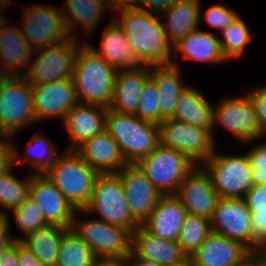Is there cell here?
Listing matches in <instances>:
<instances>
[{
	"label": "cell",
	"instance_id": "obj_1",
	"mask_svg": "<svg viewBox=\"0 0 266 266\" xmlns=\"http://www.w3.org/2000/svg\"><path fill=\"white\" fill-rule=\"evenodd\" d=\"M114 14L113 19L123 29L131 51L142 66L172 64L173 46L166 37L160 15L137 8L120 9Z\"/></svg>",
	"mask_w": 266,
	"mask_h": 266
},
{
	"label": "cell",
	"instance_id": "obj_2",
	"mask_svg": "<svg viewBox=\"0 0 266 266\" xmlns=\"http://www.w3.org/2000/svg\"><path fill=\"white\" fill-rule=\"evenodd\" d=\"M117 70L86 43L77 51L72 80L78 102L109 108Z\"/></svg>",
	"mask_w": 266,
	"mask_h": 266
},
{
	"label": "cell",
	"instance_id": "obj_3",
	"mask_svg": "<svg viewBox=\"0 0 266 266\" xmlns=\"http://www.w3.org/2000/svg\"><path fill=\"white\" fill-rule=\"evenodd\" d=\"M105 130L118 144L127 164H137L159 145L158 124L135 114L107 108Z\"/></svg>",
	"mask_w": 266,
	"mask_h": 266
},
{
	"label": "cell",
	"instance_id": "obj_4",
	"mask_svg": "<svg viewBox=\"0 0 266 266\" xmlns=\"http://www.w3.org/2000/svg\"><path fill=\"white\" fill-rule=\"evenodd\" d=\"M44 174L75 210L88 205L98 175L75 150L66 149Z\"/></svg>",
	"mask_w": 266,
	"mask_h": 266
},
{
	"label": "cell",
	"instance_id": "obj_5",
	"mask_svg": "<svg viewBox=\"0 0 266 266\" xmlns=\"http://www.w3.org/2000/svg\"><path fill=\"white\" fill-rule=\"evenodd\" d=\"M96 214L100 220L127 230L131 235L139 227L133 220L122 183L117 173L98 174L93 184L90 201L84 209L83 216ZM87 214V215H86Z\"/></svg>",
	"mask_w": 266,
	"mask_h": 266
},
{
	"label": "cell",
	"instance_id": "obj_6",
	"mask_svg": "<svg viewBox=\"0 0 266 266\" xmlns=\"http://www.w3.org/2000/svg\"><path fill=\"white\" fill-rule=\"evenodd\" d=\"M36 122L31 85L24 76H5L0 83V137L12 140Z\"/></svg>",
	"mask_w": 266,
	"mask_h": 266
},
{
	"label": "cell",
	"instance_id": "obj_7",
	"mask_svg": "<svg viewBox=\"0 0 266 266\" xmlns=\"http://www.w3.org/2000/svg\"><path fill=\"white\" fill-rule=\"evenodd\" d=\"M22 8L19 28L33 52L71 38L58 6L32 4Z\"/></svg>",
	"mask_w": 266,
	"mask_h": 266
},
{
	"label": "cell",
	"instance_id": "obj_8",
	"mask_svg": "<svg viewBox=\"0 0 266 266\" xmlns=\"http://www.w3.org/2000/svg\"><path fill=\"white\" fill-rule=\"evenodd\" d=\"M216 149L202 165L209 173L213 187L222 199L244 198L253 186L247 154H222Z\"/></svg>",
	"mask_w": 266,
	"mask_h": 266
},
{
	"label": "cell",
	"instance_id": "obj_9",
	"mask_svg": "<svg viewBox=\"0 0 266 266\" xmlns=\"http://www.w3.org/2000/svg\"><path fill=\"white\" fill-rule=\"evenodd\" d=\"M79 41L77 38H69L34 51L29 69L24 75L27 83L41 85L71 79L77 51L83 44Z\"/></svg>",
	"mask_w": 266,
	"mask_h": 266
},
{
	"label": "cell",
	"instance_id": "obj_10",
	"mask_svg": "<svg viewBox=\"0 0 266 266\" xmlns=\"http://www.w3.org/2000/svg\"><path fill=\"white\" fill-rule=\"evenodd\" d=\"M159 144L184 154L193 164L203 165L214 153L215 140L209 130L175 120L158 124Z\"/></svg>",
	"mask_w": 266,
	"mask_h": 266
},
{
	"label": "cell",
	"instance_id": "obj_11",
	"mask_svg": "<svg viewBox=\"0 0 266 266\" xmlns=\"http://www.w3.org/2000/svg\"><path fill=\"white\" fill-rule=\"evenodd\" d=\"M216 126H222L235 140L249 145L263 139L266 132L260 127L254 108L245 93L244 96L223 98L214 106L212 138L215 139ZM263 137V138H262Z\"/></svg>",
	"mask_w": 266,
	"mask_h": 266
},
{
	"label": "cell",
	"instance_id": "obj_12",
	"mask_svg": "<svg viewBox=\"0 0 266 266\" xmlns=\"http://www.w3.org/2000/svg\"><path fill=\"white\" fill-rule=\"evenodd\" d=\"M79 215L80 209L75 210L70 228L90 247L95 257L129 255L132 235L127 230L99 218L81 220Z\"/></svg>",
	"mask_w": 266,
	"mask_h": 266
},
{
	"label": "cell",
	"instance_id": "obj_13",
	"mask_svg": "<svg viewBox=\"0 0 266 266\" xmlns=\"http://www.w3.org/2000/svg\"><path fill=\"white\" fill-rule=\"evenodd\" d=\"M137 166L162 195H167L176 192L178 185L196 165L181 152L159 144Z\"/></svg>",
	"mask_w": 266,
	"mask_h": 266
},
{
	"label": "cell",
	"instance_id": "obj_14",
	"mask_svg": "<svg viewBox=\"0 0 266 266\" xmlns=\"http://www.w3.org/2000/svg\"><path fill=\"white\" fill-rule=\"evenodd\" d=\"M251 218L244 198H220L210 219L212 232L236 240L256 253L260 244L251 235Z\"/></svg>",
	"mask_w": 266,
	"mask_h": 266
},
{
	"label": "cell",
	"instance_id": "obj_15",
	"mask_svg": "<svg viewBox=\"0 0 266 266\" xmlns=\"http://www.w3.org/2000/svg\"><path fill=\"white\" fill-rule=\"evenodd\" d=\"M174 196L187 214L211 219L220 199L211 177L202 165H196L178 185Z\"/></svg>",
	"mask_w": 266,
	"mask_h": 266
},
{
	"label": "cell",
	"instance_id": "obj_16",
	"mask_svg": "<svg viewBox=\"0 0 266 266\" xmlns=\"http://www.w3.org/2000/svg\"><path fill=\"white\" fill-rule=\"evenodd\" d=\"M117 175L122 183L130 214L139 225L150 217L162 194L148 180L137 164L125 165Z\"/></svg>",
	"mask_w": 266,
	"mask_h": 266
},
{
	"label": "cell",
	"instance_id": "obj_17",
	"mask_svg": "<svg viewBox=\"0 0 266 266\" xmlns=\"http://www.w3.org/2000/svg\"><path fill=\"white\" fill-rule=\"evenodd\" d=\"M31 91L37 123L53 118L63 121L67 113L79 103L72 78L31 85Z\"/></svg>",
	"mask_w": 266,
	"mask_h": 266
},
{
	"label": "cell",
	"instance_id": "obj_18",
	"mask_svg": "<svg viewBox=\"0 0 266 266\" xmlns=\"http://www.w3.org/2000/svg\"><path fill=\"white\" fill-rule=\"evenodd\" d=\"M29 197L40 207L48 224L71 227L75 209L45 174H31Z\"/></svg>",
	"mask_w": 266,
	"mask_h": 266
},
{
	"label": "cell",
	"instance_id": "obj_19",
	"mask_svg": "<svg viewBox=\"0 0 266 266\" xmlns=\"http://www.w3.org/2000/svg\"><path fill=\"white\" fill-rule=\"evenodd\" d=\"M251 254L240 242L212 232L189 258L193 266H236Z\"/></svg>",
	"mask_w": 266,
	"mask_h": 266
},
{
	"label": "cell",
	"instance_id": "obj_20",
	"mask_svg": "<svg viewBox=\"0 0 266 266\" xmlns=\"http://www.w3.org/2000/svg\"><path fill=\"white\" fill-rule=\"evenodd\" d=\"M75 151L98 174L117 173L127 165L118 144L105 129Z\"/></svg>",
	"mask_w": 266,
	"mask_h": 266
},
{
	"label": "cell",
	"instance_id": "obj_21",
	"mask_svg": "<svg viewBox=\"0 0 266 266\" xmlns=\"http://www.w3.org/2000/svg\"><path fill=\"white\" fill-rule=\"evenodd\" d=\"M9 20L0 29V73L4 76H24L29 69L33 51L20 28L17 25L8 26Z\"/></svg>",
	"mask_w": 266,
	"mask_h": 266
},
{
	"label": "cell",
	"instance_id": "obj_22",
	"mask_svg": "<svg viewBox=\"0 0 266 266\" xmlns=\"http://www.w3.org/2000/svg\"><path fill=\"white\" fill-rule=\"evenodd\" d=\"M107 108L78 103L64 117L62 123L71 145L66 150H76L86 140L105 129Z\"/></svg>",
	"mask_w": 266,
	"mask_h": 266
},
{
	"label": "cell",
	"instance_id": "obj_23",
	"mask_svg": "<svg viewBox=\"0 0 266 266\" xmlns=\"http://www.w3.org/2000/svg\"><path fill=\"white\" fill-rule=\"evenodd\" d=\"M186 215L174 194L162 195L142 227L154 236L177 241Z\"/></svg>",
	"mask_w": 266,
	"mask_h": 266
},
{
	"label": "cell",
	"instance_id": "obj_24",
	"mask_svg": "<svg viewBox=\"0 0 266 266\" xmlns=\"http://www.w3.org/2000/svg\"><path fill=\"white\" fill-rule=\"evenodd\" d=\"M131 250L138 257L152 260L162 266L178 264L188 257L177 241L154 236L142 226L132 233Z\"/></svg>",
	"mask_w": 266,
	"mask_h": 266
},
{
	"label": "cell",
	"instance_id": "obj_25",
	"mask_svg": "<svg viewBox=\"0 0 266 266\" xmlns=\"http://www.w3.org/2000/svg\"><path fill=\"white\" fill-rule=\"evenodd\" d=\"M149 76V66L117 70L113 98L109 108L121 113L135 114L141 99L144 82Z\"/></svg>",
	"mask_w": 266,
	"mask_h": 266
},
{
	"label": "cell",
	"instance_id": "obj_26",
	"mask_svg": "<svg viewBox=\"0 0 266 266\" xmlns=\"http://www.w3.org/2000/svg\"><path fill=\"white\" fill-rule=\"evenodd\" d=\"M110 22L102 32L99 48L90 44V41L86 43L116 70L141 67L138 58L128 45L123 29L113 18Z\"/></svg>",
	"mask_w": 266,
	"mask_h": 266
},
{
	"label": "cell",
	"instance_id": "obj_27",
	"mask_svg": "<svg viewBox=\"0 0 266 266\" xmlns=\"http://www.w3.org/2000/svg\"><path fill=\"white\" fill-rule=\"evenodd\" d=\"M200 0H176L160 16L169 43L174 46L188 33L200 28Z\"/></svg>",
	"mask_w": 266,
	"mask_h": 266
},
{
	"label": "cell",
	"instance_id": "obj_28",
	"mask_svg": "<svg viewBox=\"0 0 266 266\" xmlns=\"http://www.w3.org/2000/svg\"><path fill=\"white\" fill-rule=\"evenodd\" d=\"M215 33V34H214ZM182 55L184 60L201 63H225L216 32L196 29L173 46V58Z\"/></svg>",
	"mask_w": 266,
	"mask_h": 266
},
{
	"label": "cell",
	"instance_id": "obj_29",
	"mask_svg": "<svg viewBox=\"0 0 266 266\" xmlns=\"http://www.w3.org/2000/svg\"><path fill=\"white\" fill-rule=\"evenodd\" d=\"M175 60L173 58L172 64L170 65L150 67V77L155 81L159 92L160 123L164 119L173 117L178 98L187 86L186 83L182 82L181 72Z\"/></svg>",
	"mask_w": 266,
	"mask_h": 266
},
{
	"label": "cell",
	"instance_id": "obj_30",
	"mask_svg": "<svg viewBox=\"0 0 266 266\" xmlns=\"http://www.w3.org/2000/svg\"><path fill=\"white\" fill-rule=\"evenodd\" d=\"M64 4L61 9L71 38H78L75 32L78 27L83 28L86 36L93 34L100 26L103 14L109 12L105 0H66Z\"/></svg>",
	"mask_w": 266,
	"mask_h": 266
},
{
	"label": "cell",
	"instance_id": "obj_31",
	"mask_svg": "<svg viewBox=\"0 0 266 266\" xmlns=\"http://www.w3.org/2000/svg\"><path fill=\"white\" fill-rule=\"evenodd\" d=\"M173 119L198 126L212 133L214 105L196 88L187 85L181 92L173 113Z\"/></svg>",
	"mask_w": 266,
	"mask_h": 266
},
{
	"label": "cell",
	"instance_id": "obj_32",
	"mask_svg": "<svg viewBox=\"0 0 266 266\" xmlns=\"http://www.w3.org/2000/svg\"><path fill=\"white\" fill-rule=\"evenodd\" d=\"M66 230L64 227L48 224L25 237L17 236V240H20L43 266H56L61 237Z\"/></svg>",
	"mask_w": 266,
	"mask_h": 266
},
{
	"label": "cell",
	"instance_id": "obj_33",
	"mask_svg": "<svg viewBox=\"0 0 266 266\" xmlns=\"http://www.w3.org/2000/svg\"><path fill=\"white\" fill-rule=\"evenodd\" d=\"M48 138V136L38 134V132L34 134L30 141L27 142L26 150L23 153V160L20 159L22 155L19 153L20 149L15 147L14 143V166L17 167L18 164L22 166L23 163H26V165L32 168L34 174H44L60 155L57 150L58 146Z\"/></svg>",
	"mask_w": 266,
	"mask_h": 266
},
{
	"label": "cell",
	"instance_id": "obj_34",
	"mask_svg": "<svg viewBox=\"0 0 266 266\" xmlns=\"http://www.w3.org/2000/svg\"><path fill=\"white\" fill-rule=\"evenodd\" d=\"M218 36L222 54L227 62L240 59L244 55L246 46L257 33H251L247 23L238 14L235 19Z\"/></svg>",
	"mask_w": 266,
	"mask_h": 266
},
{
	"label": "cell",
	"instance_id": "obj_35",
	"mask_svg": "<svg viewBox=\"0 0 266 266\" xmlns=\"http://www.w3.org/2000/svg\"><path fill=\"white\" fill-rule=\"evenodd\" d=\"M94 259L90 247L71 228L62 234L56 266H92Z\"/></svg>",
	"mask_w": 266,
	"mask_h": 266
},
{
	"label": "cell",
	"instance_id": "obj_36",
	"mask_svg": "<svg viewBox=\"0 0 266 266\" xmlns=\"http://www.w3.org/2000/svg\"><path fill=\"white\" fill-rule=\"evenodd\" d=\"M14 167L5 174L0 175V207L11 212L30 195L31 172L23 178L15 177ZM0 209V213L7 214Z\"/></svg>",
	"mask_w": 266,
	"mask_h": 266
},
{
	"label": "cell",
	"instance_id": "obj_37",
	"mask_svg": "<svg viewBox=\"0 0 266 266\" xmlns=\"http://www.w3.org/2000/svg\"><path fill=\"white\" fill-rule=\"evenodd\" d=\"M212 233L208 218L187 214L180 229L177 243L182 251L190 257Z\"/></svg>",
	"mask_w": 266,
	"mask_h": 266
},
{
	"label": "cell",
	"instance_id": "obj_38",
	"mask_svg": "<svg viewBox=\"0 0 266 266\" xmlns=\"http://www.w3.org/2000/svg\"><path fill=\"white\" fill-rule=\"evenodd\" d=\"M13 220L24 237L46 225L40 207L30 198L25 199L11 211Z\"/></svg>",
	"mask_w": 266,
	"mask_h": 266
},
{
	"label": "cell",
	"instance_id": "obj_39",
	"mask_svg": "<svg viewBox=\"0 0 266 266\" xmlns=\"http://www.w3.org/2000/svg\"><path fill=\"white\" fill-rule=\"evenodd\" d=\"M158 93L155 81L149 76L144 82L141 99L135 115L142 120L159 124L160 114Z\"/></svg>",
	"mask_w": 266,
	"mask_h": 266
},
{
	"label": "cell",
	"instance_id": "obj_40",
	"mask_svg": "<svg viewBox=\"0 0 266 266\" xmlns=\"http://www.w3.org/2000/svg\"><path fill=\"white\" fill-rule=\"evenodd\" d=\"M246 154L252 168L253 186L266 184V142L254 145Z\"/></svg>",
	"mask_w": 266,
	"mask_h": 266
},
{
	"label": "cell",
	"instance_id": "obj_41",
	"mask_svg": "<svg viewBox=\"0 0 266 266\" xmlns=\"http://www.w3.org/2000/svg\"><path fill=\"white\" fill-rule=\"evenodd\" d=\"M238 15V12L226 5L214 4L204 13V18L210 27L219 31L225 29Z\"/></svg>",
	"mask_w": 266,
	"mask_h": 266
},
{
	"label": "cell",
	"instance_id": "obj_42",
	"mask_svg": "<svg viewBox=\"0 0 266 266\" xmlns=\"http://www.w3.org/2000/svg\"><path fill=\"white\" fill-rule=\"evenodd\" d=\"M257 116L260 127L266 132V85L246 92Z\"/></svg>",
	"mask_w": 266,
	"mask_h": 266
},
{
	"label": "cell",
	"instance_id": "obj_43",
	"mask_svg": "<svg viewBox=\"0 0 266 266\" xmlns=\"http://www.w3.org/2000/svg\"><path fill=\"white\" fill-rule=\"evenodd\" d=\"M247 207L250 212H259L266 210V184L252 186L244 196Z\"/></svg>",
	"mask_w": 266,
	"mask_h": 266
},
{
	"label": "cell",
	"instance_id": "obj_44",
	"mask_svg": "<svg viewBox=\"0 0 266 266\" xmlns=\"http://www.w3.org/2000/svg\"><path fill=\"white\" fill-rule=\"evenodd\" d=\"M14 166L13 142L10 138L0 137V175L7 173Z\"/></svg>",
	"mask_w": 266,
	"mask_h": 266
},
{
	"label": "cell",
	"instance_id": "obj_45",
	"mask_svg": "<svg viewBox=\"0 0 266 266\" xmlns=\"http://www.w3.org/2000/svg\"><path fill=\"white\" fill-rule=\"evenodd\" d=\"M251 215V235L260 244L266 239V210Z\"/></svg>",
	"mask_w": 266,
	"mask_h": 266
},
{
	"label": "cell",
	"instance_id": "obj_46",
	"mask_svg": "<svg viewBox=\"0 0 266 266\" xmlns=\"http://www.w3.org/2000/svg\"><path fill=\"white\" fill-rule=\"evenodd\" d=\"M176 0H139L137 9L147 11L152 14L161 15Z\"/></svg>",
	"mask_w": 266,
	"mask_h": 266
},
{
	"label": "cell",
	"instance_id": "obj_47",
	"mask_svg": "<svg viewBox=\"0 0 266 266\" xmlns=\"http://www.w3.org/2000/svg\"><path fill=\"white\" fill-rule=\"evenodd\" d=\"M0 266H19L17 257V240L0 249Z\"/></svg>",
	"mask_w": 266,
	"mask_h": 266
},
{
	"label": "cell",
	"instance_id": "obj_48",
	"mask_svg": "<svg viewBox=\"0 0 266 266\" xmlns=\"http://www.w3.org/2000/svg\"><path fill=\"white\" fill-rule=\"evenodd\" d=\"M17 257L19 266H43L20 240H17Z\"/></svg>",
	"mask_w": 266,
	"mask_h": 266
},
{
	"label": "cell",
	"instance_id": "obj_49",
	"mask_svg": "<svg viewBox=\"0 0 266 266\" xmlns=\"http://www.w3.org/2000/svg\"><path fill=\"white\" fill-rule=\"evenodd\" d=\"M7 214L0 213V249L5 248L13 240H17L16 235H11L10 232V221Z\"/></svg>",
	"mask_w": 266,
	"mask_h": 266
},
{
	"label": "cell",
	"instance_id": "obj_50",
	"mask_svg": "<svg viewBox=\"0 0 266 266\" xmlns=\"http://www.w3.org/2000/svg\"><path fill=\"white\" fill-rule=\"evenodd\" d=\"M92 266H129L128 256L95 257Z\"/></svg>",
	"mask_w": 266,
	"mask_h": 266
},
{
	"label": "cell",
	"instance_id": "obj_51",
	"mask_svg": "<svg viewBox=\"0 0 266 266\" xmlns=\"http://www.w3.org/2000/svg\"><path fill=\"white\" fill-rule=\"evenodd\" d=\"M109 10L118 11L120 9L137 8L139 0H105Z\"/></svg>",
	"mask_w": 266,
	"mask_h": 266
},
{
	"label": "cell",
	"instance_id": "obj_52",
	"mask_svg": "<svg viewBox=\"0 0 266 266\" xmlns=\"http://www.w3.org/2000/svg\"><path fill=\"white\" fill-rule=\"evenodd\" d=\"M129 266H162L152 260L142 259L138 257L132 250L128 255Z\"/></svg>",
	"mask_w": 266,
	"mask_h": 266
},
{
	"label": "cell",
	"instance_id": "obj_53",
	"mask_svg": "<svg viewBox=\"0 0 266 266\" xmlns=\"http://www.w3.org/2000/svg\"><path fill=\"white\" fill-rule=\"evenodd\" d=\"M262 262L256 253H252L247 259L236 266H262Z\"/></svg>",
	"mask_w": 266,
	"mask_h": 266
},
{
	"label": "cell",
	"instance_id": "obj_54",
	"mask_svg": "<svg viewBox=\"0 0 266 266\" xmlns=\"http://www.w3.org/2000/svg\"><path fill=\"white\" fill-rule=\"evenodd\" d=\"M256 254L260 258L262 264L266 265V239L260 243Z\"/></svg>",
	"mask_w": 266,
	"mask_h": 266
},
{
	"label": "cell",
	"instance_id": "obj_55",
	"mask_svg": "<svg viewBox=\"0 0 266 266\" xmlns=\"http://www.w3.org/2000/svg\"><path fill=\"white\" fill-rule=\"evenodd\" d=\"M9 4H10V0H0V14L1 15L5 16V12H6L5 10L9 8Z\"/></svg>",
	"mask_w": 266,
	"mask_h": 266
},
{
	"label": "cell",
	"instance_id": "obj_56",
	"mask_svg": "<svg viewBox=\"0 0 266 266\" xmlns=\"http://www.w3.org/2000/svg\"><path fill=\"white\" fill-rule=\"evenodd\" d=\"M171 266H193L191 259L189 257H187L184 261L178 263V264H174Z\"/></svg>",
	"mask_w": 266,
	"mask_h": 266
},
{
	"label": "cell",
	"instance_id": "obj_57",
	"mask_svg": "<svg viewBox=\"0 0 266 266\" xmlns=\"http://www.w3.org/2000/svg\"><path fill=\"white\" fill-rule=\"evenodd\" d=\"M5 17L6 16L0 14V29L2 25L4 24V22L8 19L7 17L6 18Z\"/></svg>",
	"mask_w": 266,
	"mask_h": 266
},
{
	"label": "cell",
	"instance_id": "obj_58",
	"mask_svg": "<svg viewBox=\"0 0 266 266\" xmlns=\"http://www.w3.org/2000/svg\"><path fill=\"white\" fill-rule=\"evenodd\" d=\"M4 77H5V76L2 75V74L0 73V83H1V80H2Z\"/></svg>",
	"mask_w": 266,
	"mask_h": 266
}]
</instances>
